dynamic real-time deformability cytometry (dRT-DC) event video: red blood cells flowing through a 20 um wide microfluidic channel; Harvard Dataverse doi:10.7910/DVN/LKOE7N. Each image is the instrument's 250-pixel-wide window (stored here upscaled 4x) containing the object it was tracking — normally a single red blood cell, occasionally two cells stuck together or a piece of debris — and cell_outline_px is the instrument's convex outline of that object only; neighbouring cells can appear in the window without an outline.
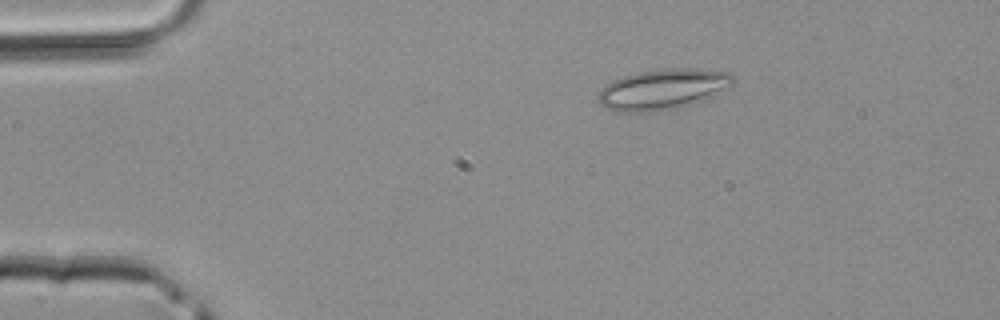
{"species": "common noctule bat (a hibernating species)", "species_latin": "Nyctalus noctula", "temperature_condition": "room temperature", "stored_images_in_passage": 2, "camera_frame_rate_fps": 3000, "um_per_image_px": 0.085, "animal": {"sex": "male", "body_mass_g": 20.4}, "frame": {"image": 1, "passage_image": 1, "time_ms": 0.0, "image_size_px": [1000, 320], "cell_outline_px": [[736, 80], [728, 88], [712, 96], [692, 104], [676, 108], [656, 112], [616, 112], [604, 108], [596, 100], [596, 96], [612, 80], [624, 76], [640, 72], [668, 68], [688, 68], [728, 72]], "centroid_in_image_um": [56.31, 7.61], "position_along_channel_um": 28.7, "area_um2": 31.91}}